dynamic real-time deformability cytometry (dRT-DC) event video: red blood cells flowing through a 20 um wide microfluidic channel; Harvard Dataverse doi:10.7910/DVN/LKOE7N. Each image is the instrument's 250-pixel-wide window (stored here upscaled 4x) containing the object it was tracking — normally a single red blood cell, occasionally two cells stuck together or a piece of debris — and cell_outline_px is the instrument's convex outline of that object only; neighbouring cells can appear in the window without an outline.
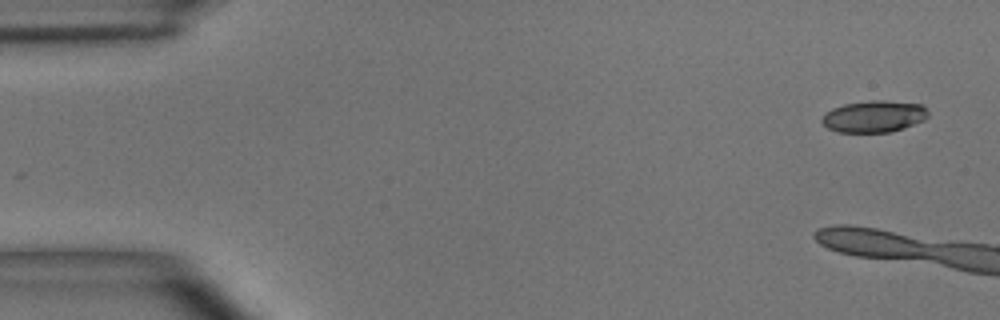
{"species": "common noctule bat (a hibernating species)", "species_latin": "Nyctalus noctula", "temperature_condition": "room temperature", "stored_images_in_passage": 4, "camera_frame_rate_fps": 3000, "um_per_image_px": 0.085, "animal": {"sex": "male", "body_mass_g": 15.6}, "frame": {"image": 1, "passage_image": 1, "time_ms": 0.0, "image_size_px": [1000, 320], "cell_outline_px": [[928, 116], [924, 120], [904, 128], [892, 132], [836, 132], [828, 128], [820, 120], [824, 112], [832, 108], [844, 104], [872, 100], [884, 100], [924, 104], [928, 112]], "centroid_in_image_um": [74.29, 9.89], "position_along_channel_um": 10.7, "area_um2": 19.88}}